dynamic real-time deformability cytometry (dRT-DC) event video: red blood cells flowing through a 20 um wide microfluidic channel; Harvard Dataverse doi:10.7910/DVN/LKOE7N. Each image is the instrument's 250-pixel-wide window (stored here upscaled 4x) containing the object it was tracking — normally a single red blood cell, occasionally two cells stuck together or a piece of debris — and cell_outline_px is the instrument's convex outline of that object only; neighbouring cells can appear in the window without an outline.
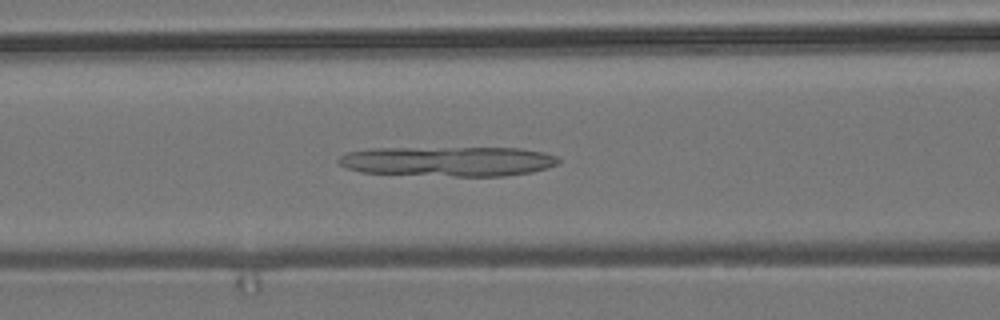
{"species": "common noctule bat (a hibernating species)", "species_latin": "Nyctalus noctula", "temperature_condition": "room temperature", "stored_images_in_passage": 48, "camera_frame_rate_fps": 3000, "um_per_image_px": 0.085, "animal": {"sex": "male", "body_mass_g": 19.2, "forearm_length_mm": 51.8}, "frame": {"image": 1, "passage_image": 16, "time_ms": 5.0, "image_size_px": [1000, 320], "cell_outline_px": [[560, 164], [548, 168], [532, 172], [504, 176], [456, 176], [360, 172], [348, 168], [340, 164], [336, 160], [340, 156], [348, 152], [376, 148], [520, 148], [544, 152], [556, 156], [560, 160]], "centroid_in_image_um": [38.16, 13.71], "position_along_channel_um": 128.4, "area_um2": 38.26}}
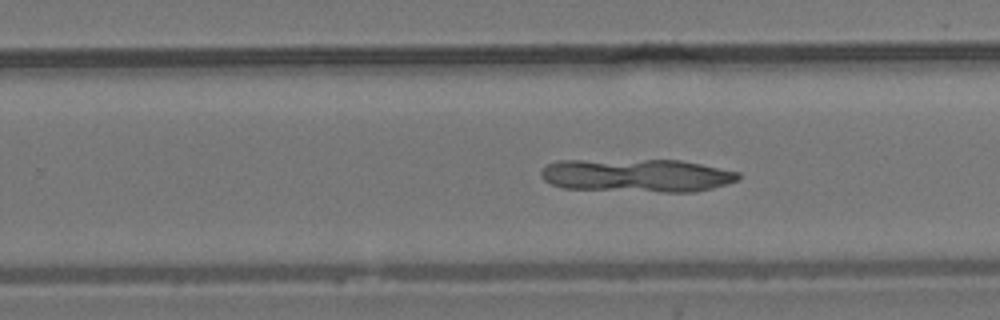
{"frame": {"image": 2, "passage_image": 28, "time_ms": 9.0, "image_size_px": [1000, 320], "cell_outline_px": [[740, 180], [728, 184], [696, 192], [664, 192], [564, 188], [552, 184], [544, 180], [540, 176], [540, 172], [548, 164], [560, 160], [680, 160], [740, 172]], "centroid_in_image_um": [54.17, 14.91], "position_along_channel_um": 275.6, "area_um2": 38.26}}
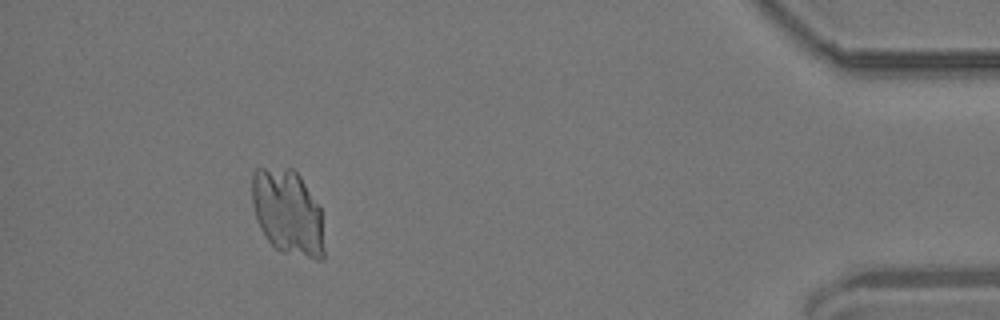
{"frame": {"image": 3, "passage_image": 44, "time_ms": 14.333, "image_size_px": [1000, 320], "cell_outline_px": [[324, 260], [316, 260], [284, 252], [276, 248], [268, 240], [260, 228], [256, 220], [252, 204], [252, 172], [256, 168], [292, 168], [300, 176], [320, 208], [324, 248]], "centroid_in_image_um": [24.45, 18.06], "position_along_channel_um": 410.8, "area_um2": 36.01}}